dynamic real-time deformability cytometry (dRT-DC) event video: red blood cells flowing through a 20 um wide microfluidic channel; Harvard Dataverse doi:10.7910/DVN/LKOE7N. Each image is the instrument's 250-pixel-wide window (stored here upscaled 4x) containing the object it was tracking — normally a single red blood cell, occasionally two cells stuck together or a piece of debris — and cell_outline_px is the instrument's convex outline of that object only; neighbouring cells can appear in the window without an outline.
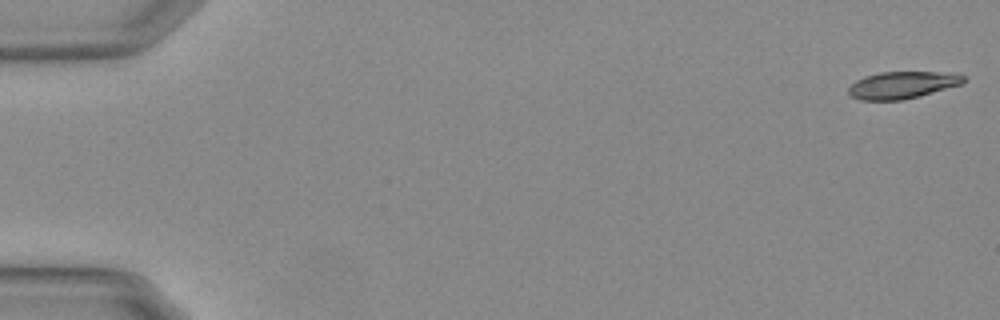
{"species": "Egyptian fruit bat (a non-hibernating species)", "species_latin": "Rousettus aegyptiacus", "temperature_condition": "warm", "stored_images_in_passage": 27, "camera_frame_rate_fps": 3000, "um_per_image_px": 0.085, "animal": {"sex": "female"}, "frame": {"image": 1, "passage_image": 1, "time_ms": 0.0, "image_size_px": [1000, 320], "cell_outline_px": [[964, 80], [960, 84], [916, 96], [900, 100], [860, 100], [852, 96], [848, 92], [848, 88], [856, 80], [864, 76], [880, 72], [936, 72], [964, 76]], "centroid_in_image_um": [76.59, 7.22], "position_along_channel_um": 8.4, "area_um2": 17.57}}
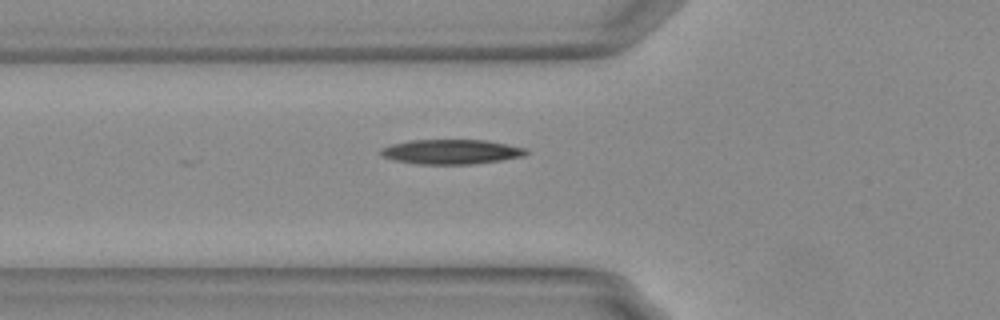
{"frame": {"image": 2, "passage_image": 20, "time_ms": 6.333, "image_size_px": [1000, 320], "cell_outline_px": [[528, 152], [524, 156], [500, 160], [472, 164], [420, 164], [396, 160], [384, 156], [380, 152], [380, 148], [392, 144], [412, 140], [484, 140], [528, 148]], "centroid_in_image_um": [38.39, 12.89], "position_along_channel_um": 87.4, "area_um2": 20.69}}
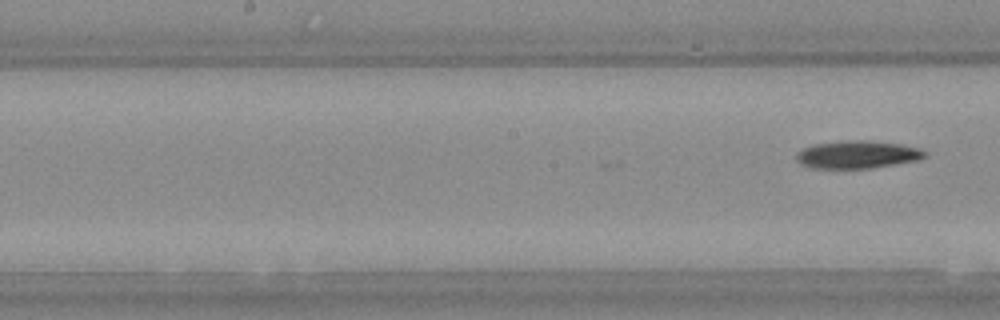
{"frame": {"image": 3, "passage_image": 27, "time_ms": 8.667, "image_size_px": [1000, 320], "cell_outline_px": [[924, 156], [920, 160], [872, 168], [812, 168], [800, 164], [796, 160], [796, 152], [812, 144], [848, 140], [868, 140], [900, 144], [920, 148], [924, 152]], "centroid_in_image_um": [72.84, 13.14], "position_along_channel_um": 175.4, "area_um2": 20.81}}